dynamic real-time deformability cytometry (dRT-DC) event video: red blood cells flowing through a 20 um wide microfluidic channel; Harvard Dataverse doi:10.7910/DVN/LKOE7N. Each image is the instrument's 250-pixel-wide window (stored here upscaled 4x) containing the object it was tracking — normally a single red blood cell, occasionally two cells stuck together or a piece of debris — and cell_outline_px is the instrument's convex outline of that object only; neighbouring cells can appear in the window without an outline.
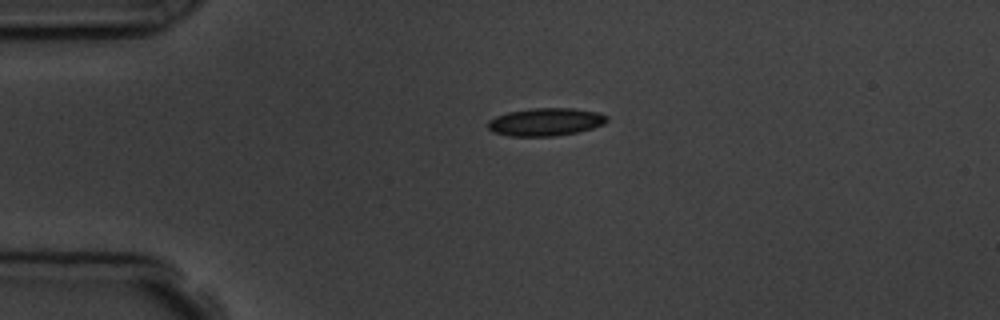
{"species": "common noctule bat (a hibernating species)", "species_latin": "Nyctalus noctula", "temperature_condition": "room temperature", "stored_images_in_passage": 4, "camera_frame_rate_fps": 3000, "um_per_image_px": 0.085, "animal": {"sex": "male", "body_mass_g": 19.5, "forearm_length_mm": 54.6}, "frame": {"image": 1, "passage_image": 2, "time_ms": 1.0, "image_size_px": [1000, 320], "cell_outline_px": [[608, 120], [604, 124], [592, 128], [576, 132], [556, 136], [508, 136], [492, 132], [488, 128], [488, 120], [496, 116], [508, 112], [532, 108], [572, 108], [596, 112], [608, 116]], "centroid_in_image_um": [46.35, 10.36], "position_along_channel_um": 38.6, "area_um2": 19.31}}